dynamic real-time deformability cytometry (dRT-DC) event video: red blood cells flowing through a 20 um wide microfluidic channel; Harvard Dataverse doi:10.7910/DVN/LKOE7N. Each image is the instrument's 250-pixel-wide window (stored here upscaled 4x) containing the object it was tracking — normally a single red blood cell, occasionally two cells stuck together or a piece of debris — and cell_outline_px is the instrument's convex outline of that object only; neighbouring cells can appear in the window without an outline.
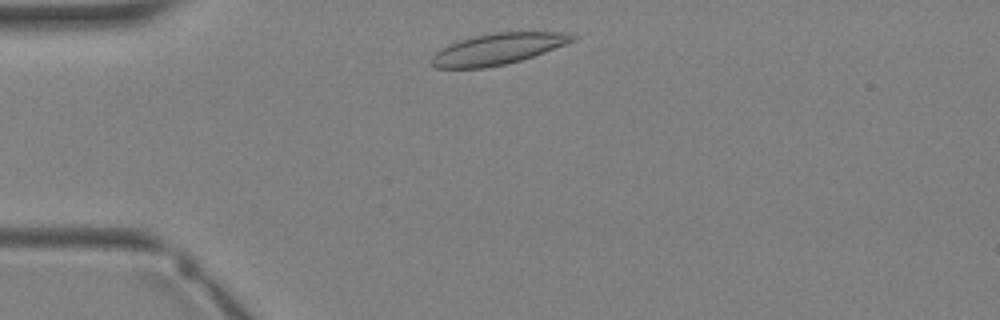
{"species": "Egyptian fruit bat (a non-hibernating species)", "species_latin": "Rousettus aegyptiacus", "temperature_condition": "warm", "stored_images_in_passage": 1, "camera_frame_rate_fps": 3000, "um_per_image_px": 0.085, "animal": {"sex": "female"}, "frame": {"image": 1, "passage_image": 1, "time_ms": 0.0, "image_size_px": [1000, 320], "cell_outline_px": [[576, 40], [544, 52], [520, 60], [504, 64], [484, 68], [432, 68], [432, 56], [436, 52], [448, 44], [460, 40], [476, 36], [496, 32], [564, 32], [576, 36]], "centroid_in_image_um": [42.29, 4.16], "position_along_channel_um": 42.7, "area_um2": 25.26}}